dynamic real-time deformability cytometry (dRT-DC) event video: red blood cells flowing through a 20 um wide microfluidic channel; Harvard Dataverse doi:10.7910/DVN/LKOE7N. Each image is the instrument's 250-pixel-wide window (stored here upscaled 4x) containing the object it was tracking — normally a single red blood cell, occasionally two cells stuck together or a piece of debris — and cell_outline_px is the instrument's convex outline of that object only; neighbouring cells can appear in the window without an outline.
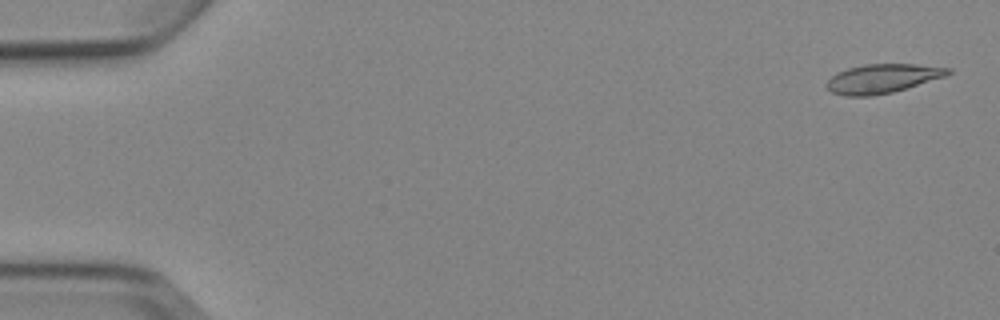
{"species": "Egyptian fruit bat (a non-hibernating species)", "species_latin": "Rousettus aegyptiacus", "temperature_condition": "cold", "stored_images_in_passage": 4, "camera_frame_rate_fps": 3000, "um_per_image_px": 0.085, "animal": {"sex": "female"}, "frame": {"image": 1, "passage_image": 1, "time_ms": 0.0, "image_size_px": [1000, 320], "cell_outline_px": [[952, 72], [948, 76], [892, 92], [872, 96], [844, 96], [832, 92], [824, 84], [836, 72], [848, 68], [864, 64], [916, 64], [952, 68]], "centroid_in_image_um": [75.03, 6.67], "position_along_channel_um": 10.0, "area_um2": 20.69}}
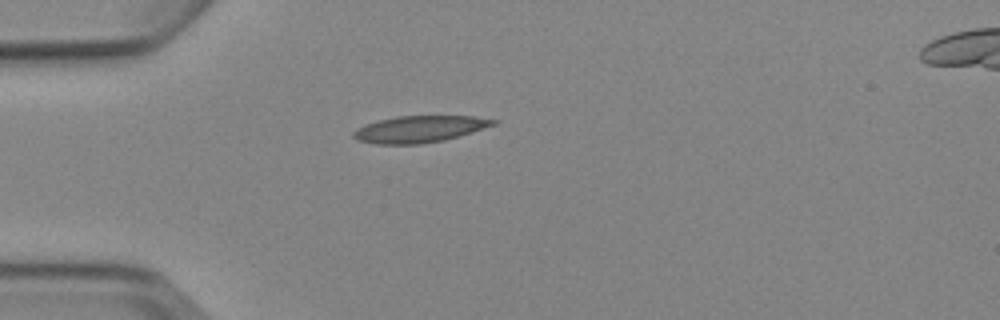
{"frame": {"image": 2, "passage_image": 4, "time_ms": 4.333, "image_size_px": [1000, 320], "cell_outline_px": [[500, 120], [496, 124], [444, 140], [420, 144], [376, 144], [356, 140], [352, 136], [352, 132], [356, 128], [376, 120], [396, 116], [472, 116]], "centroid_in_image_um": [35.6, 10.97], "position_along_channel_um": 49.4, "area_um2": 21.73}}